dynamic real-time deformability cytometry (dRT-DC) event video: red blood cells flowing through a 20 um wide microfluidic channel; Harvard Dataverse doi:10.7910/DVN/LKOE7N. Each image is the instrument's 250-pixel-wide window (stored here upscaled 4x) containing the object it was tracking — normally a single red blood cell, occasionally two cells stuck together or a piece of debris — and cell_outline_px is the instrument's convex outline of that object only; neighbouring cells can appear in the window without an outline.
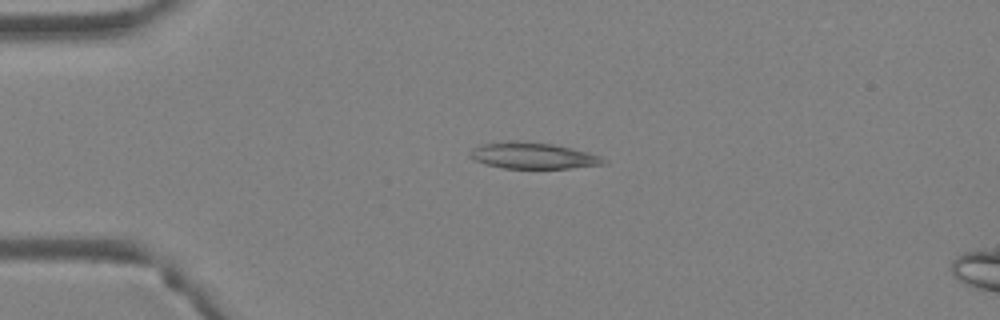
{"species": "Egyptian fruit bat (a non-hibernating species)", "species_latin": "Rousettus aegyptiacus", "temperature_condition": "warm", "stored_images_in_passage": 3, "camera_frame_rate_fps": 3000, "um_per_image_px": 0.085, "animal": {"sex": "female"}, "frame": {"image": 1, "passage_image": 2, "time_ms": 0.333, "image_size_px": [1000, 320], "cell_outline_px": [[608, 164], [568, 168], [504, 168], [484, 164], [468, 156], [472, 148], [480, 144], [504, 140], [524, 140], [552, 144], [572, 148], [588, 152], [600, 156], [608, 160]], "centroid_in_image_um": [45.29, 13.21], "position_along_channel_um": 39.7, "area_um2": 20.81}}